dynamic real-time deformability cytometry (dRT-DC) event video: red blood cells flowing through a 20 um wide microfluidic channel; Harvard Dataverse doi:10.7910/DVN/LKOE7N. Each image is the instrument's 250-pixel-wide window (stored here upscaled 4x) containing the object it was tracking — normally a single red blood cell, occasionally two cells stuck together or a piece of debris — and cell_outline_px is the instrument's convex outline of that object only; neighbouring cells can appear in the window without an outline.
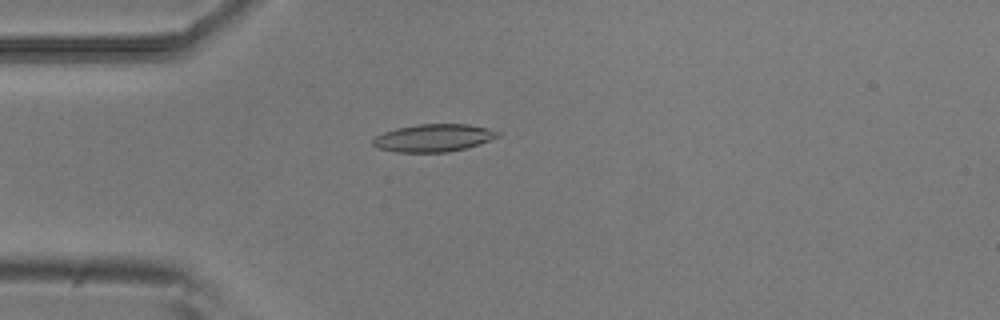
{"species": "common noctule bat (a hibernating species)", "species_latin": "Nyctalus noctula", "temperature_condition": "room temperature", "stored_images_in_passage": 35, "camera_frame_rate_fps": 3000, "um_per_image_px": 0.085, "animal": {"sex": "male", "body_mass_g": 20.5, "forearm_length_mm": 52.5}, "frame": {"image": 1, "passage_image": 7, "time_ms": 2.0, "image_size_px": [1000, 320], "cell_outline_px": [[500, 136], [480, 144], [448, 152], [396, 152], [376, 148], [372, 144], [372, 140], [376, 136], [384, 132], [396, 128], [416, 124], [468, 124], [488, 128], [500, 132]], "centroid_in_image_um": [36.84, 11.72], "position_along_channel_um": 48.2, "area_um2": 20.17}}
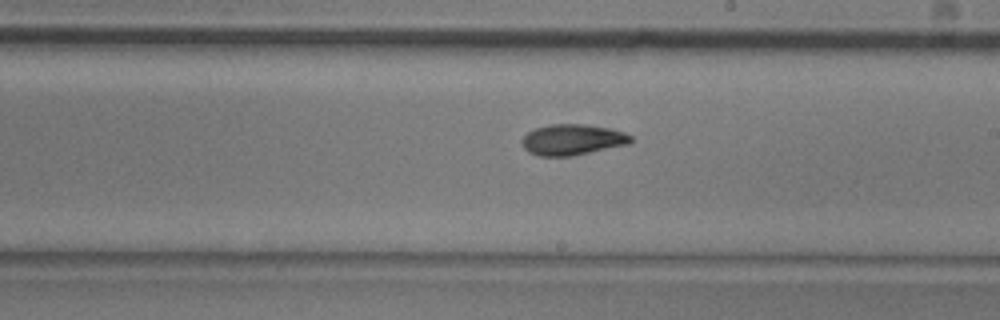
{"frame": {"image": 2, "passage_image": 23, "time_ms": 7.333, "image_size_px": [1000, 320], "cell_outline_px": [[632, 140], [628, 144], [568, 156], [540, 156], [528, 152], [524, 148], [520, 140], [528, 132], [536, 128], [552, 124], [584, 124], [608, 128], [624, 132], [632, 136]], "centroid_in_image_um": [48.62, 11.86], "position_along_channel_um": 240.4, "area_um2": 19.31}}
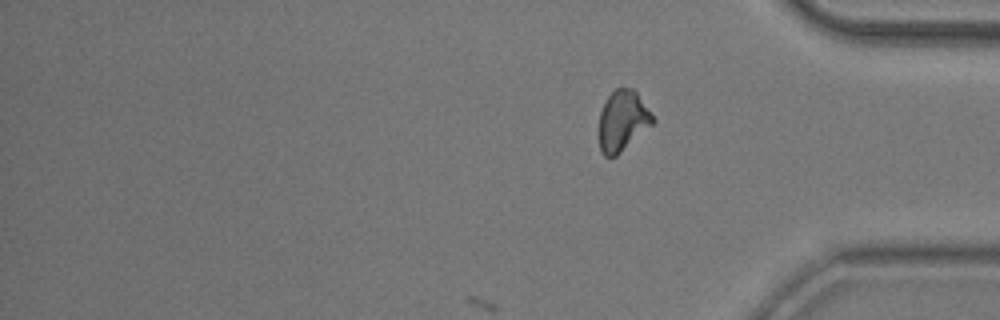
{"frame": {"image": 3, "passage_image": 35, "time_ms": 11.333, "image_size_px": [1000, 320], "cell_outline_px": [[656, 120], [652, 124], [616, 156], [604, 156], [600, 152], [600, 112], [608, 96], [616, 88], [632, 88], [636, 92]], "centroid_in_image_um": [52.92, 10.27], "position_along_channel_um": 382.3, "area_um2": 18.5}, "authors_computed_cell_mechanics": {"area_um2": 19.3052, "velocity_mm_per_s": 3.8125, "shape_relaxation_time_tau1_ms": 6.0393, "shape_relaxation_time_tau2_ms": 2.843, "deformation_change_tau1": 0.1706, "deformation_change_tau2": 0.0918}}